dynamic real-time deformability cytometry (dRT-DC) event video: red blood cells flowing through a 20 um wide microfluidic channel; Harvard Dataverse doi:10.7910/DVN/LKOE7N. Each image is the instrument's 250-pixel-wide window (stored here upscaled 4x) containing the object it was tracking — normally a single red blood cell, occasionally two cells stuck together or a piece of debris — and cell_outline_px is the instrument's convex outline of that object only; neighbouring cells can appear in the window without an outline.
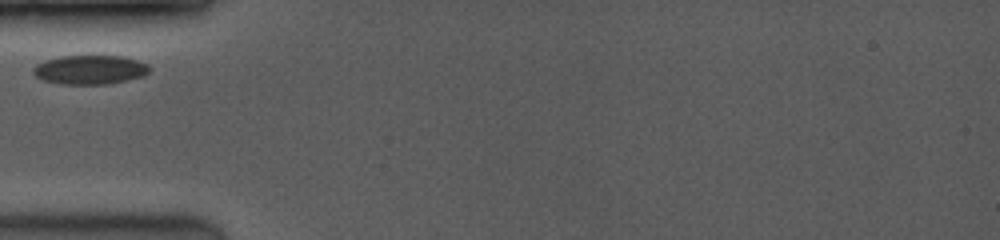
{"species": "common noctule bat (a hibernating species)", "species_latin": "Nyctalus noctula", "temperature_condition": "room temperature", "stored_images_in_passage": 32, "camera_frame_rate_fps": 3500, "um_per_image_px": 0.085, "animal": {"sex": "female", "body_mass_g": 19.0, "forearm_length_mm": 53.3}, "frame": {"image": 1, "passage_image": 1, "time_ms": 0.0, "image_size_px": [1000, 240], "cell_outline_px": [[152, 68], [144, 76], [128, 80], [108, 84], [60, 84], [44, 80], [36, 76], [32, 72], [32, 68], [36, 64], [44, 60], [60, 56], [120, 56], [136, 60], [148, 64]], "centroid_in_image_um": [7.64, 5.93], "position_along_channel_um": 77.4, "area_um2": 19.83}}
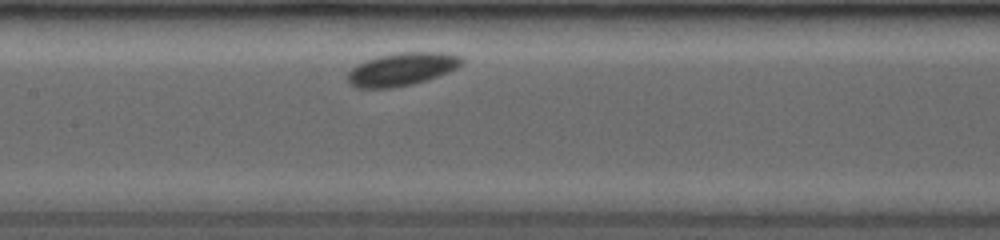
{"frame": {"image": 2, "passage_image": 15, "time_ms": 2.571, "image_size_px": [1000, 240], "cell_outline_px": [[464, 64], [448, 72], [412, 84], [392, 88], [356, 88], [348, 84], [348, 72], [356, 64], [380, 56], [400, 52], [444, 52], [460, 56], [464, 60]], "centroid_in_image_um": [34.15, 5.88], "position_along_channel_um": 173.2, "area_um2": 21.85}}
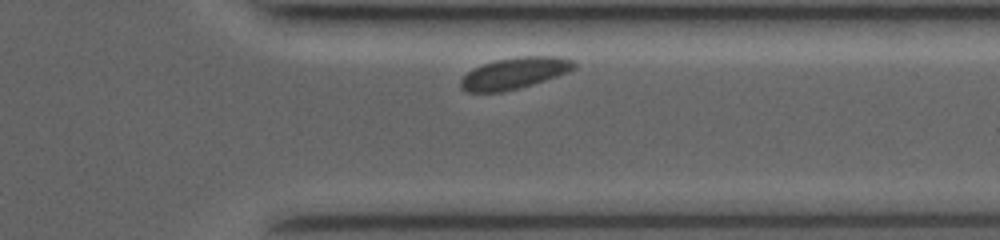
{"frame": {"image": 3, "passage_image": 30, "time_ms": 7.714, "image_size_px": [1000, 240], "cell_outline_px": [[576, 68], [568, 72], [532, 84], [500, 92], [468, 92], [460, 88], [460, 80], [472, 68], [496, 60], [520, 56], [560, 56], [572, 60], [576, 64]], "centroid_in_image_um": [43.73, 6.21], "position_along_channel_um": 367.7, "area_um2": 20.58}}